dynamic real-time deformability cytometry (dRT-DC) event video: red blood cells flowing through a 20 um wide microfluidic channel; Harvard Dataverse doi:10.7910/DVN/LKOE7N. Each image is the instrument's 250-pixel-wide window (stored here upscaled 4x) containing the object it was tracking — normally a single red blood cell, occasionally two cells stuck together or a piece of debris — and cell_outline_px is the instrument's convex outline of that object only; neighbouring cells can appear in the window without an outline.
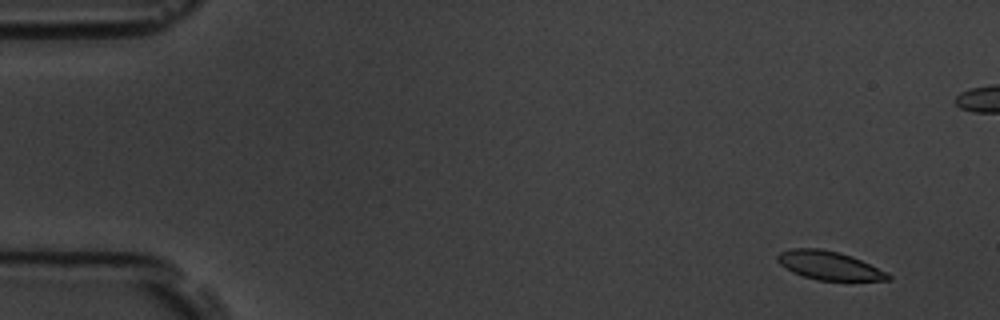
{"species": "common noctule bat (a hibernating species)", "species_latin": "Nyctalus noctula", "temperature_condition": "room temperature", "stored_images_in_passage": 6, "camera_frame_rate_fps": 3000, "um_per_image_px": 0.085, "animal": {"sex": "male", "body_mass_g": 19.5, "forearm_length_mm": 54.6}, "frame": {"image": 1, "passage_image": 2, "time_ms": 1.0, "image_size_px": [1000, 320], "cell_outline_px": [[892, 280], [816, 280], [792, 272], [780, 264], [776, 260], [776, 256], [780, 252], [792, 248], [820, 248], [840, 252], [852, 256], [888, 272], [892, 276]], "centroid_in_image_um": [70.48, 22.56], "position_along_channel_um": 14.5, "area_um2": 18.5}}